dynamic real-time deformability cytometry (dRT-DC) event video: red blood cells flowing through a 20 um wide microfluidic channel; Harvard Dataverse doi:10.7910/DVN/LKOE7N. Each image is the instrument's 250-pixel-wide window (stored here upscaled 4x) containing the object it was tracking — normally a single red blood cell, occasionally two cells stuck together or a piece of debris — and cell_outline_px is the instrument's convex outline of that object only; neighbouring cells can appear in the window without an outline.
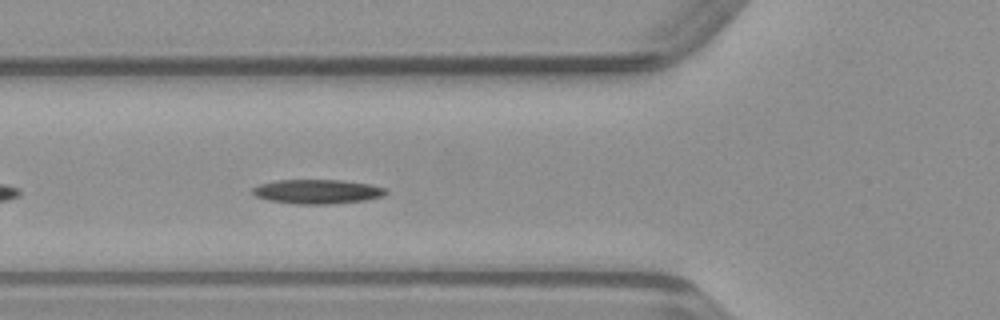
{"species": "common noctule bat (a hibernating species)", "species_latin": "Nyctalus noctula", "temperature_condition": "warm", "stored_images_in_passage": 38, "camera_frame_rate_fps": 3000, "um_per_image_px": 0.085, "animal": {"sex": "male", "body_mass_g": 23.1, "forearm_length_mm": 52.7}, "frame": {"image": 1, "passage_image": 6, "time_ms": 1.667, "image_size_px": [1000, 320], "cell_outline_px": [[388, 192], [384, 196], [364, 200], [332, 204], [296, 204], [268, 200], [256, 196], [252, 192], [252, 188], [260, 184], [276, 180], [344, 180], [372, 184], [384, 188]], "centroid_in_image_um": [26.99, 16.28], "position_along_channel_um": 98.8, "area_um2": 18.96}}
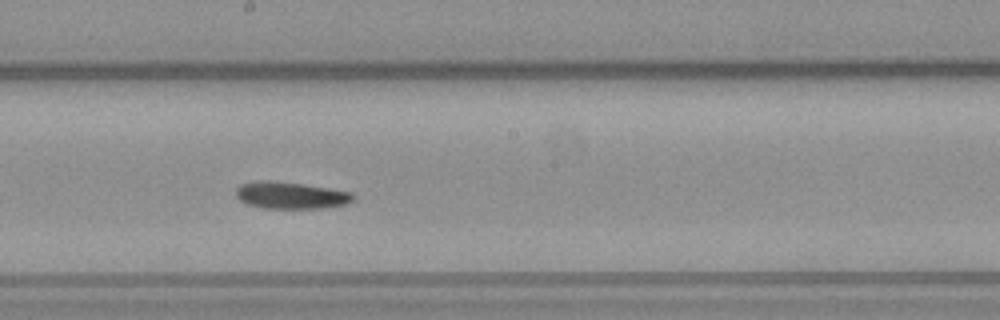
{"frame": {"image": 2, "passage_image": 15, "time_ms": 4.667, "image_size_px": [1000, 320], "cell_outline_px": [[356, 200], [348, 204], [328, 208], [264, 208], [248, 204], [240, 200], [236, 196], [236, 188], [240, 184], [256, 180], [268, 180], [300, 184], [328, 188], [352, 192], [356, 196]], "centroid_in_image_um": [24.76, 16.61], "position_along_channel_um": 223.4, "area_um2": 18.55}}
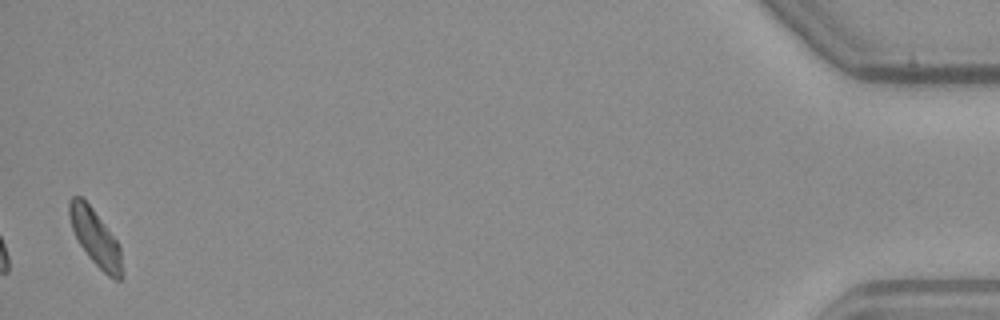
{"frame": {"image": 3, "passage_image": 37, "time_ms": 12.0, "image_size_px": [1000, 320], "cell_outline_px": [[124, 272], [120, 280], [116, 280], [108, 276], [88, 256], [80, 244], [72, 228], [68, 212], [68, 200], [72, 196], [80, 196], [92, 208], [116, 240], [120, 248]], "centroid_in_image_um": [8.11, 20.22], "position_along_channel_um": 427.1, "area_um2": 17.05}}